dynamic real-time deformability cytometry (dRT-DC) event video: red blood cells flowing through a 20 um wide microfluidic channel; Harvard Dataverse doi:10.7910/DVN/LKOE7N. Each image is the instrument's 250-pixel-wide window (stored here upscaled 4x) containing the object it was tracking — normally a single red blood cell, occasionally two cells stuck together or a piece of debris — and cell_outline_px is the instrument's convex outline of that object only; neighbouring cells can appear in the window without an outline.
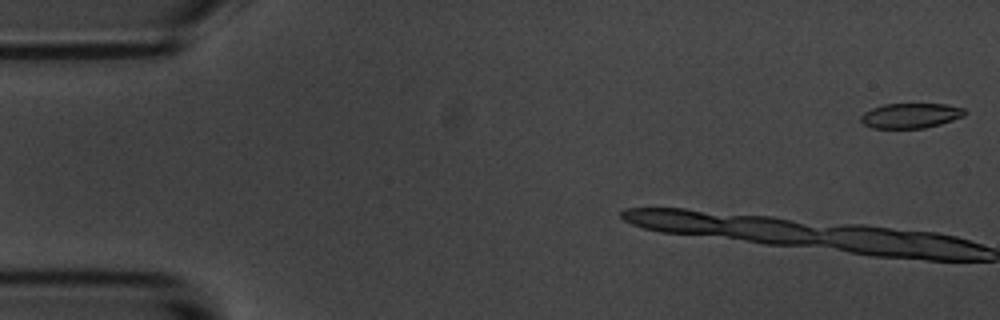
{"species": "common noctule bat (a hibernating species)", "species_latin": "Nyctalus noctula", "temperature_condition": "room temperature", "stored_images_in_passage": 6, "camera_frame_rate_fps": 3000, "um_per_image_px": 0.085, "animal": {"sex": "male", "body_mass_g": 20.1, "forearm_length_mm": 53.5}, "frame": {"image": 1, "passage_image": 1, "time_ms": 0.0, "image_size_px": [1000, 320], "cell_outline_px": [[968, 112], [964, 116], [940, 124], [924, 128], [872, 128], [864, 124], [860, 120], [860, 116], [864, 112], [872, 108], [884, 104], [948, 104], [964, 108]], "centroid_in_image_um": [77.42, 9.82], "position_along_channel_um": 7.6, "area_um2": 15.2}}